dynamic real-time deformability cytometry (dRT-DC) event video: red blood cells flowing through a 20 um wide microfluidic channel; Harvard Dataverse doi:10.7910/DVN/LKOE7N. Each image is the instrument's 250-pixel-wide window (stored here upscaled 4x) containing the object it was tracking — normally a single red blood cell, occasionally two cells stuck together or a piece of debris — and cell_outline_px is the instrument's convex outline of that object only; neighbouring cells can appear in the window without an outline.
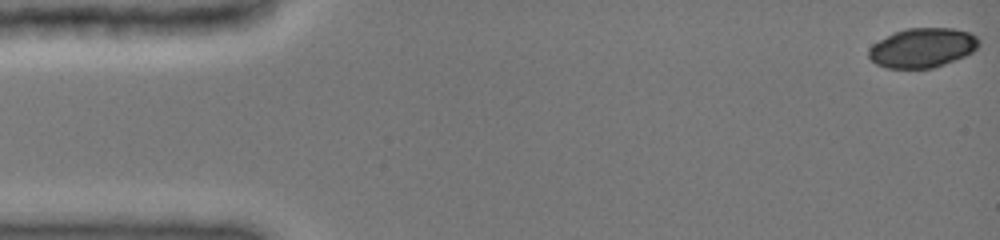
{"species": "common noctule bat (a hibernating species)", "species_latin": "Nyctalus noctula", "temperature_condition": "cold", "stored_images_in_passage": 48, "camera_frame_rate_fps": 3000, "um_per_image_px": 0.085, "animal": {"sex": "female", "body_mass_g": 19.0, "forearm_length_mm": 51.5}, "frame": {"image": 1, "passage_image": 1, "time_ms": 0.0, "image_size_px": [1000, 240], "cell_outline_px": [[980, 44], [972, 52], [964, 56], [944, 64], [932, 68], [888, 68], [876, 64], [868, 56], [868, 48], [872, 44], [904, 28], [952, 28], [968, 32], [976, 36], [980, 40]], "centroid_in_image_um": [78.4, 4.06], "position_along_channel_um": 6.6, "area_um2": 25.2}}
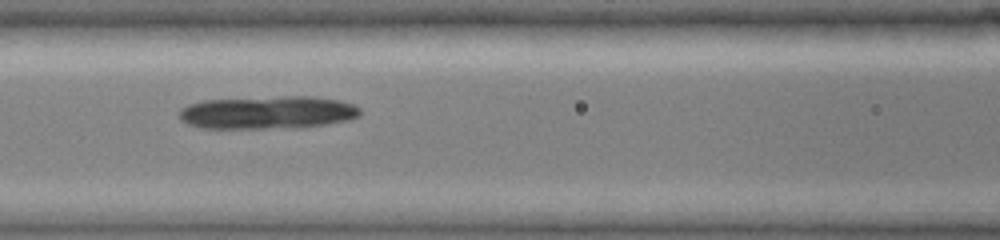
{"frame": {"image": 2, "passage_image": 21, "time_ms": 6.667, "image_size_px": [1000, 240], "cell_outline_px": [[360, 116], [352, 120], [300, 128], [204, 128], [188, 124], [180, 120], [180, 108], [188, 104], [204, 100], [280, 96], [312, 96], [340, 100], [352, 104], [360, 108]], "centroid_in_image_um": [22.79, 9.56], "position_along_channel_um": 143.8, "area_um2": 35.08}}
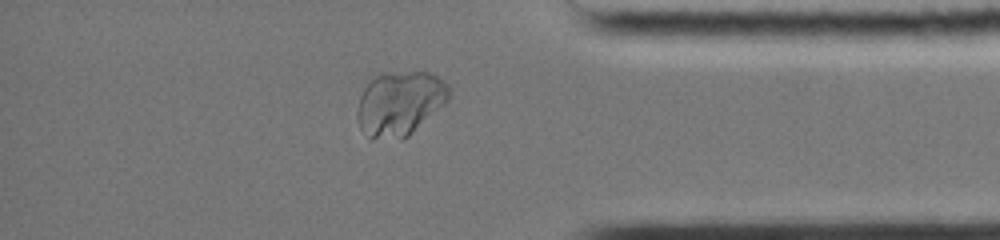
{"frame": {"image": 3, "passage_image": 41, "time_ms": 13.333, "image_size_px": [1000, 240], "cell_outline_px": [[448, 100], [444, 104], [408, 136], [400, 140], [372, 140], [360, 128], [356, 116], [356, 112], [360, 96], [364, 88], [376, 76], [384, 72], [428, 72], [436, 76], [448, 84]], "centroid_in_image_um": [33.94, 8.81], "position_along_channel_um": 401.3, "area_um2": 34.45}}